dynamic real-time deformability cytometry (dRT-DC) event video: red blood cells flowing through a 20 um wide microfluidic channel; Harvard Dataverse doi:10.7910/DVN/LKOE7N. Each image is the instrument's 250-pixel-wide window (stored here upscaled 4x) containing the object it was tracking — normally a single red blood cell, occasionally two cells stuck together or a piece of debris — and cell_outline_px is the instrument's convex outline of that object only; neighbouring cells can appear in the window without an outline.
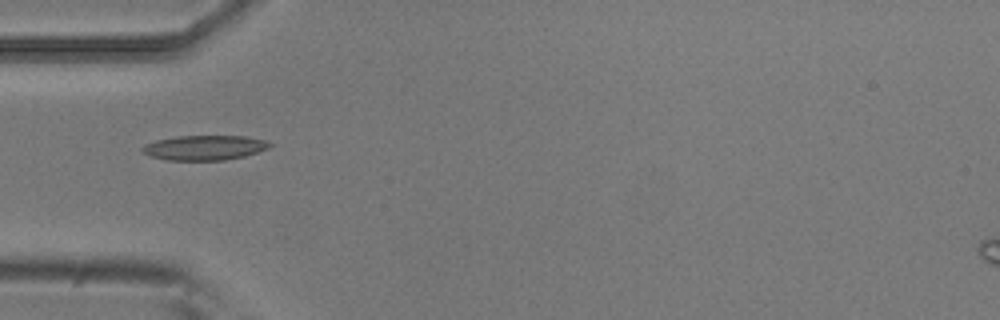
{"species": "common noctule bat (a hibernating species)", "species_latin": "Nyctalus noctula", "temperature_condition": "room temperature", "stored_images_in_passage": 5, "camera_frame_rate_fps": 3000, "um_per_image_px": 0.085, "animal": {"sex": "male", "body_mass_g": 20.5, "forearm_length_mm": 52.5}, "frame": {"image": 1, "passage_image": 5, "time_ms": 1.333, "image_size_px": [1000, 320], "cell_outline_px": [[272, 144], [268, 148], [244, 156], [224, 160], [168, 160], [148, 156], [140, 148], [144, 144], [156, 140], [176, 136], [244, 136], [264, 140]], "centroid_in_image_um": [17.33, 12.55], "position_along_channel_um": 67.7, "area_um2": 18.32}}